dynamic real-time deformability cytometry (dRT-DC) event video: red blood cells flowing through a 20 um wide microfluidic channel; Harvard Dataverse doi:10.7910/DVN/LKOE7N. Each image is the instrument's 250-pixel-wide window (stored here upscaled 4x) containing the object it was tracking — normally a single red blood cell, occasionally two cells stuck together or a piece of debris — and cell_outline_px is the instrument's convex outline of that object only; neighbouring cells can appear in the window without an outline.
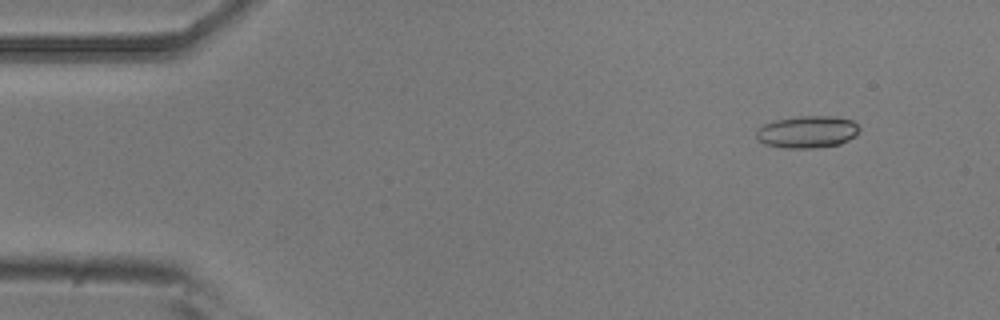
{"species": "common noctule bat (a hibernating species)", "species_latin": "Nyctalus noctula", "temperature_condition": "room temperature", "stored_images_in_passage": 4, "camera_frame_rate_fps": 3000, "um_per_image_px": 0.085, "animal": {"sex": "male", "body_mass_g": 20.5, "forearm_length_mm": 52.5}, "frame": {"image": 1, "passage_image": 2, "time_ms": 0.333, "image_size_px": [1000, 320], "cell_outline_px": [[860, 132], [856, 136], [840, 144], [812, 148], [784, 148], [764, 144], [756, 140], [756, 132], [764, 124], [776, 120], [800, 116], [836, 116], [852, 120], [860, 128]], "centroid_in_image_um": [68.64, 11.21], "position_along_channel_um": 16.4, "area_um2": 19.42}}
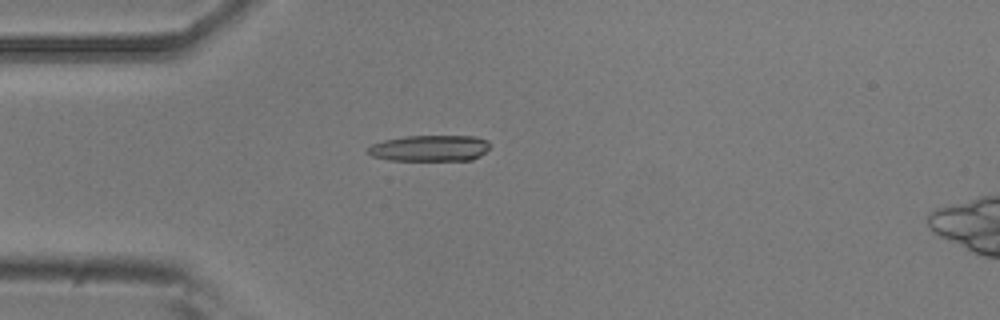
{"frame": {"image": 2, "passage_image": 4, "time_ms": 1.0, "image_size_px": [1000, 320], "cell_outline_px": [[488, 148], [480, 156], [472, 160], [388, 160], [372, 156], [368, 152], [368, 148], [372, 144], [384, 140], [404, 136], [476, 136], [488, 140]], "centroid_in_image_um": [36.54, 12.59], "position_along_channel_um": 48.5, "area_um2": 18.55}}